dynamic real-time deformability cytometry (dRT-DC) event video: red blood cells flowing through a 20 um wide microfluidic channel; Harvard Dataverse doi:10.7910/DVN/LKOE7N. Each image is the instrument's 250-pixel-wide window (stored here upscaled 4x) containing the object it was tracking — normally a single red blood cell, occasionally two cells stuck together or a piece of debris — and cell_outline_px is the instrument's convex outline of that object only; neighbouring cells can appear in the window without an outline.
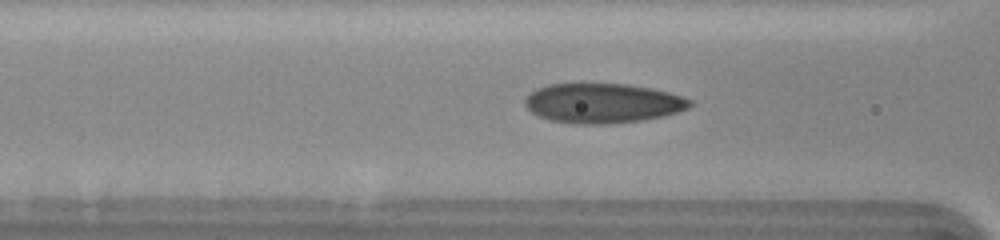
{"species": "human", "species_latin": "Homo sapiens", "temperature_condition": "cold", "stored_images_in_passage": 38, "camera_frame_rate_fps": 3000, "um_per_image_px": 0.085, "donor": {"sex": "female"}, "frame": {"image": 1, "passage_image": 12, "time_ms": 3.667, "image_size_px": [1000, 240], "cell_outline_px": [[692, 104], [688, 108], [664, 116], [644, 120], [608, 124], [572, 124], [548, 120], [532, 112], [524, 104], [524, 100], [536, 88], [548, 84], [628, 84], [652, 88], [668, 92], [692, 100]], "centroid_in_image_um": [51.22, 8.78], "position_along_channel_um": 115.4, "area_um2": 38.21}}
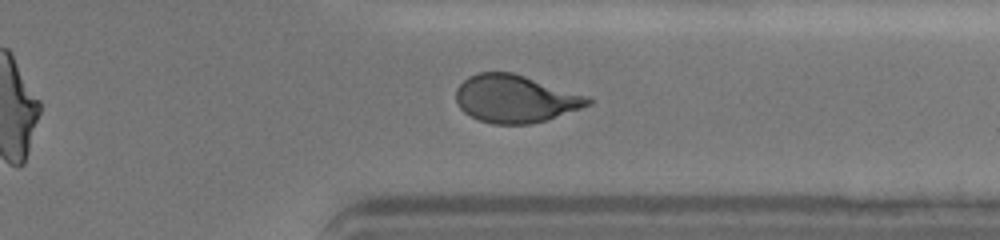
{"frame": {"image": 2, "passage_image": 33, "time_ms": 10.667, "image_size_px": [1000, 240], "cell_outline_px": [[592, 104], [548, 120], [532, 124], [492, 124], [480, 120], [464, 112], [460, 108], [456, 100], [456, 88], [468, 76], [480, 72], [512, 72], [588, 96], [592, 100]], "centroid_in_image_um": [43.8, 8.4], "position_along_channel_um": 367.6, "area_um2": 36.59}}